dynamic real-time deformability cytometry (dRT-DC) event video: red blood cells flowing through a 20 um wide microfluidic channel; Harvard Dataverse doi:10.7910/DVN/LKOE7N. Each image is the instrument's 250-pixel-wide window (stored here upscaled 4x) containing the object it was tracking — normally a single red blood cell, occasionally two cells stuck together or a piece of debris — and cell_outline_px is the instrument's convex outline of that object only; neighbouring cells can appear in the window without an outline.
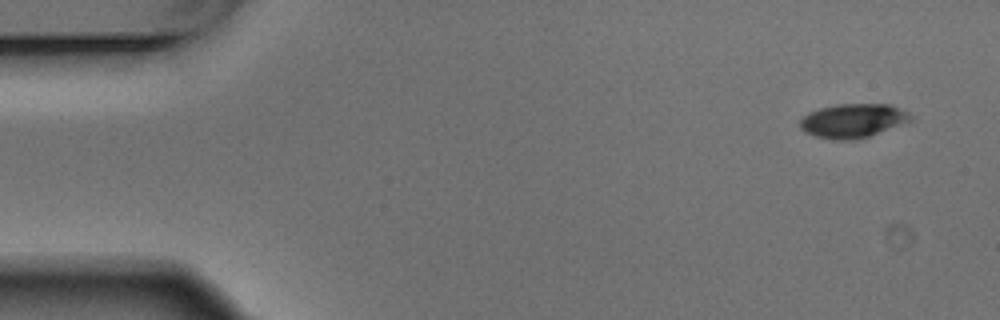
{"species": "Egyptian fruit bat (a non-hibernating species)", "species_latin": "Rousettus aegyptiacus", "temperature_condition": "warm", "stored_images_in_passage": 7, "camera_frame_rate_fps": 3000, "um_per_image_px": 0.085, "animal": {"sex": "male"}, "frame": {"image": 1, "passage_image": 1, "time_ms": 0.0, "image_size_px": [1000, 320], "cell_outline_px": [[912, 120], [868, 136], [852, 140], [840, 140], [816, 136], [800, 128], [800, 120], [808, 112], [820, 108], [836, 104], [888, 104], [900, 108], [908, 112], [912, 116]], "centroid_in_image_um": [72.5, 10.24], "position_along_channel_um": 12.5, "area_um2": 21.56}}
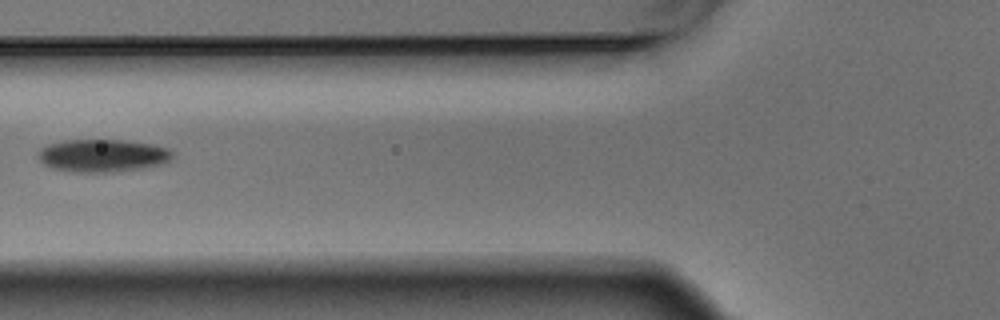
{"frame": {"image": 2, "passage_image": 6, "time_ms": 1.667, "image_size_px": [1000, 320], "cell_outline_px": [[172, 156], [168, 160], [156, 164], [140, 168], [112, 172], [72, 172], [52, 168], [44, 164], [36, 156], [40, 148], [48, 144], [64, 140], [124, 140], [156, 144], [172, 148]], "centroid_in_image_um": [8.68, 13.21], "position_along_channel_um": 117.1, "area_um2": 25.66}}
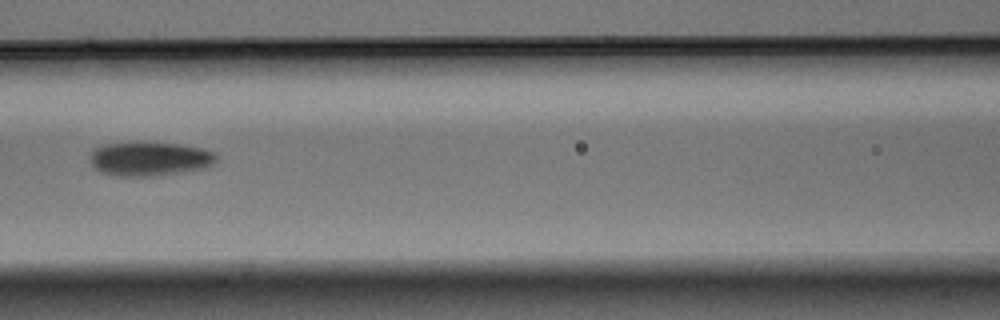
{"frame": {"image": 3, "passage_image": 7, "time_ms": 2.0, "image_size_px": [1000, 320], "cell_outline_px": [[216, 160], [212, 164], [204, 168], [180, 172], [152, 176], [112, 176], [100, 172], [88, 160], [88, 156], [96, 148], [104, 144], [136, 140], [180, 144], [204, 148], [216, 152]], "centroid_in_image_um": [12.68, 13.46], "position_along_channel_um": 153.9, "area_um2": 25.78}}